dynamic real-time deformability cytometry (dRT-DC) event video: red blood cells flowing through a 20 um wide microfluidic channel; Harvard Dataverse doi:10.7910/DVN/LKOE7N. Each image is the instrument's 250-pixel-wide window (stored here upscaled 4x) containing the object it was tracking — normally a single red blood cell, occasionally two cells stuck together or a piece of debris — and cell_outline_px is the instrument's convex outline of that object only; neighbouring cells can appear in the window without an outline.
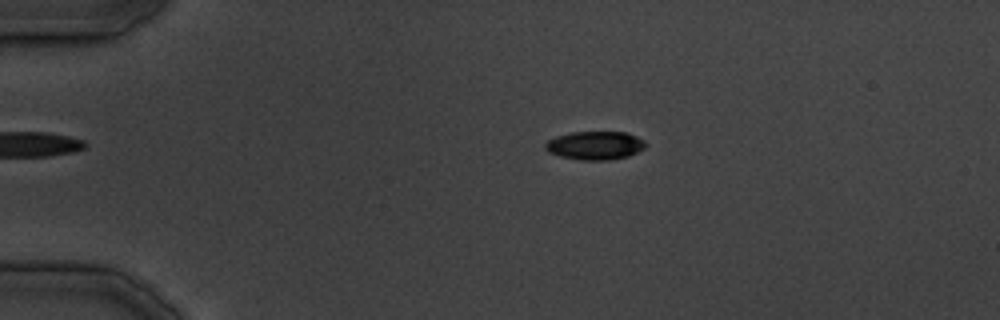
{"species": "common noctule bat (a hibernating species)", "species_latin": "Nyctalus noctula", "temperature_condition": "cold", "stored_images_in_passage": 38, "segment_of_instrument_passage": [1, 2], "camera_frame_rate_fps": 3000, "um_per_image_px": 0.085, "animal": {"sex": "male", "body_mass_g": 19.5, "forearm_length_mm": 54.6}, "frame": {"image": 1, "passage_image": 8, "time_ms": 9.0, "image_size_px": [1000, 320], "cell_outline_px": [[648, 144], [644, 148], [628, 156], [608, 160], [580, 160], [560, 156], [548, 152], [544, 148], [544, 144], [548, 140], [556, 136], [572, 132], [624, 132], [636, 136], [644, 140]], "centroid_in_image_um": [50.56, 12.36], "position_along_channel_um": 34.4, "area_um2": 16.65}}
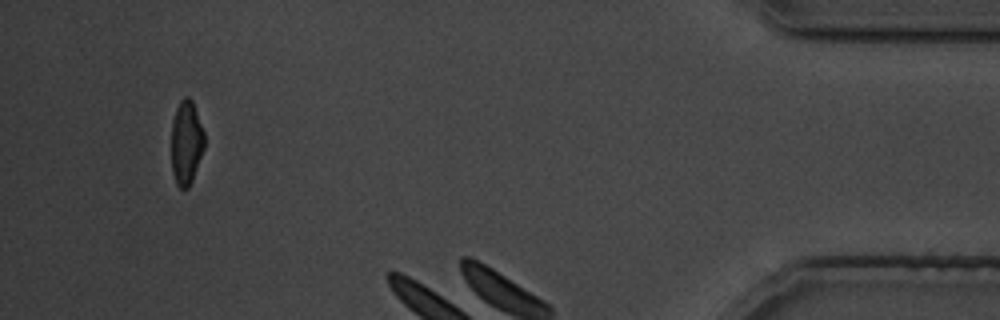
{"frame": {"image": 2, "passage_image": 35, "time_ms": 43.0, "image_size_px": [1000, 320], "cell_outline_px": [[204, 148], [192, 180], [188, 188], [180, 188], [176, 184], [172, 172], [172, 120], [176, 108], [180, 100], [184, 96], [188, 96], [192, 100], [204, 132]], "centroid_in_image_um": [15.83, 12.1], "position_along_channel_um": 419.4, "area_um2": 16.13}}